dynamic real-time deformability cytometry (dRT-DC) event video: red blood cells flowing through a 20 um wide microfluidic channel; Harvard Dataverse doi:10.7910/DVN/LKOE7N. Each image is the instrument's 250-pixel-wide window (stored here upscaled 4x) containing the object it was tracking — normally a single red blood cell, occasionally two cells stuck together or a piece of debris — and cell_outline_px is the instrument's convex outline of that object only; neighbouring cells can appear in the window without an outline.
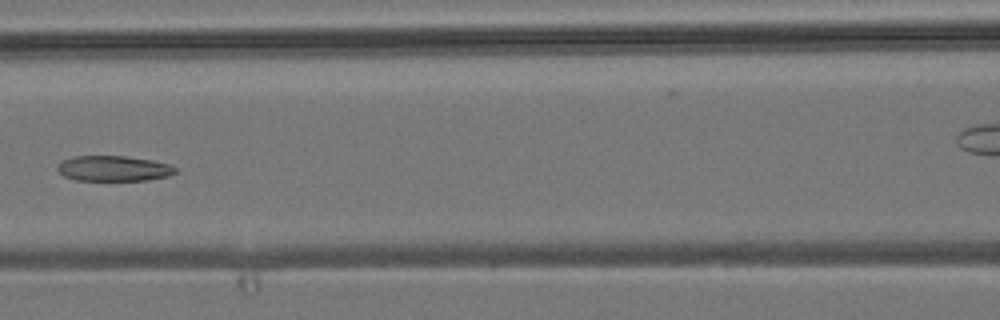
{"species": "common noctule bat (a hibernating species)", "species_latin": "Nyctalus noctula", "temperature_condition": "room temperature", "stored_images_in_passage": 6, "camera_frame_rate_fps": 3000, "um_per_image_px": 0.085, "animal": {"sex": "male", "body_mass_g": 19.2, "forearm_length_mm": 51.8}, "frame": {"image": 1, "passage_image": 5, "time_ms": 4.667, "image_size_px": [1000, 320], "cell_outline_px": [[176, 172], [168, 176], [148, 180], [76, 180], [64, 176], [56, 168], [64, 160], [72, 156], [124, 156], [152, 160], [168, 164], [176, 168]], "centroid_in_image_um": [9.66, 14.32], "position_along_channel_um": 156.9, "area_um2": 17.28}}